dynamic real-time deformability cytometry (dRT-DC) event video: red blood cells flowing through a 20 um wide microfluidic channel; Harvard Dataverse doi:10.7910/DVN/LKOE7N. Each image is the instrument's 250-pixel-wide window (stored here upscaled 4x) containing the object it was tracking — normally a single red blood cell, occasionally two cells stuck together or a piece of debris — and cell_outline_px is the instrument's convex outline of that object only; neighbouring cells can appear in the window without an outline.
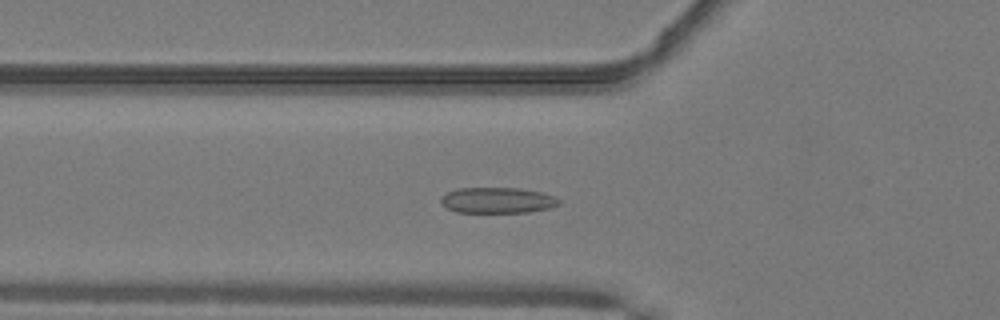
{"species": "common noctule bat (a hibernating species)", "species_latin": "Nyctalus noctula", "temperature_condition": "warm", "stored_images_in_passage": 46, "camera_frame_rate_fps": 3000, "um_per_image_px": 0.085, "animal": {"sex": "male", "body_mass_g": 19.2, "forearm_length_mm": 51.8}, "frame": {"image": 1, "passage_image": 16, "time_ms": 5.0, "image_size_px": [1000, 320], "cell_outline_px": [[560, 204], [552, 208], [528, 212], [456, 212], [448, 208], [440, 200], [440, 196], [456, 188], [520, 188], [540, 192], [552, 196], [560, 200]], "centroid_in_image_um": [42.29, 17.02], "position_along_channel_um": 83.5, "area_um2": 17.69}}
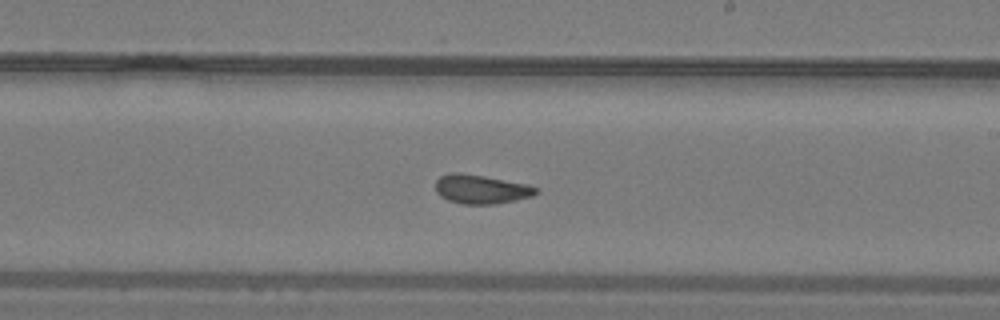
{"frame": {"image": 2, "passage_image": 28, "time_ms": 9.0, "image_size_px": [1000, 320], "cell_outline_px": [[540, 192], [532, 196], [516, 200], [496, 204], [464, 204], [448, 200], [440, 196], [436, 192], [436, 180], [440, 176], [448, 172], [460, 172], [484, 176], [528, 184], [540, 188]], "centroid_in_image_um": [40.91, 16.07], "position_along_channel_um": 248.1, "area_um2": 17.22}}
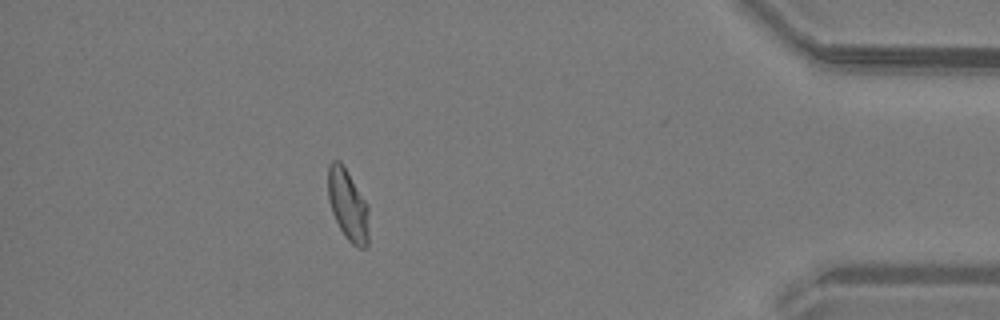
{"frame": {"image": 3, "passage_image": 43, "time_ms": 14.0, "image_size_px": [1000, 320], "cell_outline_px": [[368, 248], [356, 248], [344, 236], [332, 212], [328, 200], [328, 164], [332, 160], [340, 160], [368, 204]], "centroid_in_image_um": [29.57, 17.44], "position_along_channel_um": 405.6, "area_um2": 17.11}}